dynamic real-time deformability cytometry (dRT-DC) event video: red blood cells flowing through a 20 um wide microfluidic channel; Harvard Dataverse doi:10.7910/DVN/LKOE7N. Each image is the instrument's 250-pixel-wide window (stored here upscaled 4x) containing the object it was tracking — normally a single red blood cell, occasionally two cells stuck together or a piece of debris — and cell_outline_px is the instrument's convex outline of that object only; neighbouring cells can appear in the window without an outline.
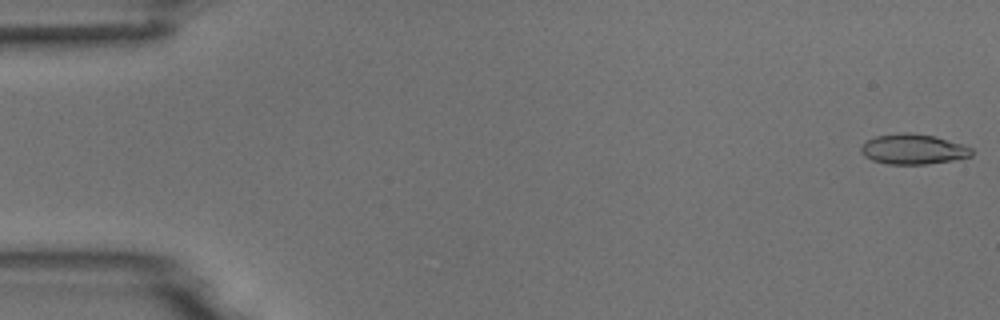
{"species": "common noctule bat (a hibernating species)", "species_latin": "Nyctalus noctula", "temperature_condition": "room temperature", "stored_images_in_passage": 4, "camera_frame_rate_fps": 3000, "um_per_image_px": 0.085, "animal": {"sex": "male", "body_mass_g": 18.8}, "frame": {"image": 1, "passage_image": 1, "time_ms": 0.0, "image_size_px": [1000, 320], "cell_outline_px": [[972, 156], [952, 160], [928, 164], [888, 164], [872, 160], [864, 156], [860, 152], [860, 148], [868, 140], [876, 136], [900, 132], [908, 132], [936, 136], [972, 148]], "centroid_in_image_um": [77.6, 12.68], "position_along_channel_um": 7.4, "area_um2": 19.42}}
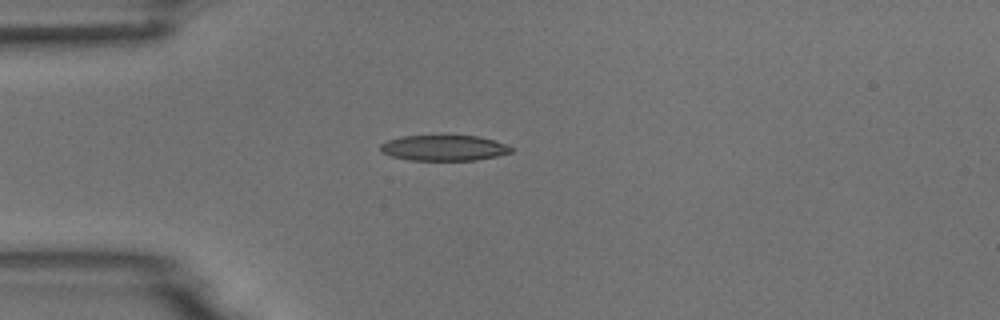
{"frame": {"image": 2, "passage_image": 4, "time_ms": 4.333, "image_size_px": [1000, 320], "cell_outline_px": [[512, 152], [496, 156], [476, 160], [408, 160], [392, 156], [380, 152], [380, 144], [388, 140], [400, 136], [476, 136], [492, 140], [504, 144], [512, 148]], "centroid_in_image_um": [37.68, 12.58], "position_along_channel_um": 47.3, "area_um2": 19.31}}